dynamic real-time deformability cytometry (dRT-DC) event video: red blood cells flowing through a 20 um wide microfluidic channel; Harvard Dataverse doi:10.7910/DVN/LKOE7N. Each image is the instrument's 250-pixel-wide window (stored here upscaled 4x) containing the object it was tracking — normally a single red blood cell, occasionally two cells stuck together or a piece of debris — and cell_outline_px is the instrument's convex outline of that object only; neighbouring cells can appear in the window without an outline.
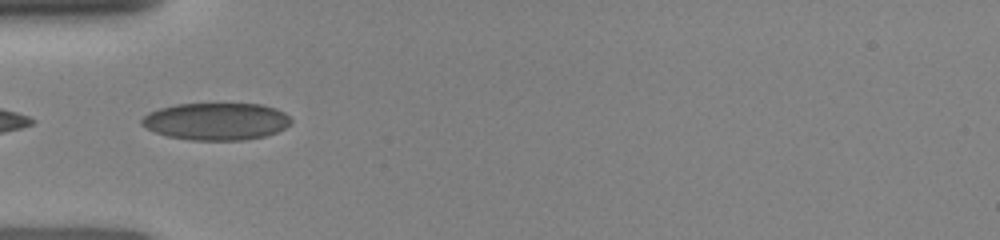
{"species": "human", "species_latin": "Homo sapiens", "temperature_condition": "room temperature", "stored_images_in_passage": 10, "segment_of_instrument_passage": [2, 2], "camera_frame_rate_fps": 3000, "um_per_image_px": 0.085, "donor": {"sex": "female"}, "frame": {"image": 1, "passage_image": 6, "time_ms": 5.0, "image_size_px": [1000, 240], "cell_outline_px": [[292, 124], [276, 132], [264, 136], [244, 140], [192, 140], [168, 136], [156, 132], [140, 124], [140, 120], [148, 112], [160, 108], [176, 104], [260, 104], [276, 108], [284, 112], [292, 120]], "centroid_in_image_um": [18.39, 10.31], "position_along_channel_um": 66.6, "area_um2": 32.37}}
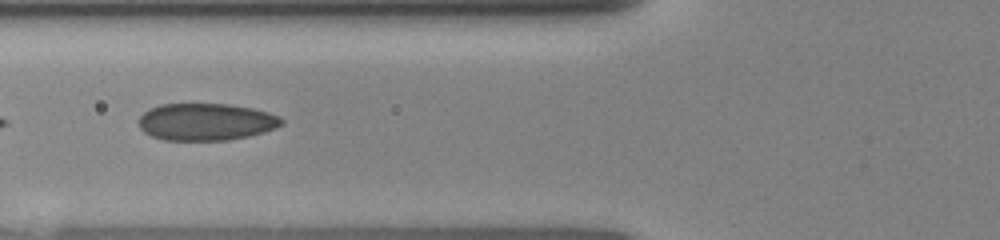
{"frame": {"image": 2, "passage_image": 7, "time_ms": 6.0, "image_size_px": [1000, 240], "cell_outline_px": [[284, 124], [276, 128], [264, 132], [248, 136], [228, 140], [164, 140], [152, 136], [144, 132], [140, 128], [136, 120], [148, 108], [160, 104], [228, 104], [252, 108], [268, 112], [280, 116], [284, 120]], "centroid_in_image_um": [17.5, 10.35], "position_along_channel_um": 108.3, "area_um2": 31.21}}
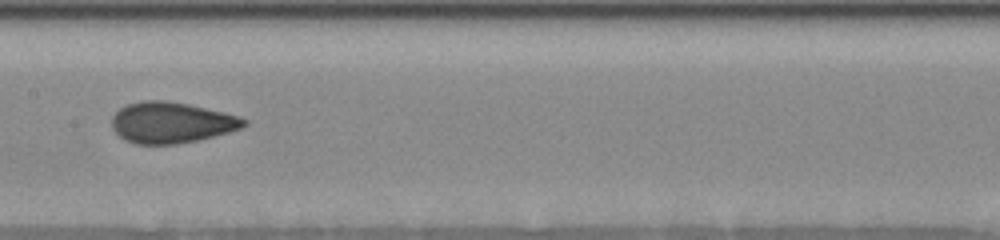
{"frame": {"image": 3, "passage_image": 9, "time_ms": 8.0, "image_size_px": [1000, 240], "cell_outline_px": [[248, 124], [240, 128], [228, 132], [200, 140], [176, 144], [136, 144], [124, 140], [112, 128], [112, 116], [120, 108], [128, 104], [144, 100], [164, 100], [188, 104], [224, 112], [240, 116], [248, 120]], "centroid_in_image_um": [14.58, 10.42], "position_along_channel_um": 192.8, "area_um2": 31.62}}